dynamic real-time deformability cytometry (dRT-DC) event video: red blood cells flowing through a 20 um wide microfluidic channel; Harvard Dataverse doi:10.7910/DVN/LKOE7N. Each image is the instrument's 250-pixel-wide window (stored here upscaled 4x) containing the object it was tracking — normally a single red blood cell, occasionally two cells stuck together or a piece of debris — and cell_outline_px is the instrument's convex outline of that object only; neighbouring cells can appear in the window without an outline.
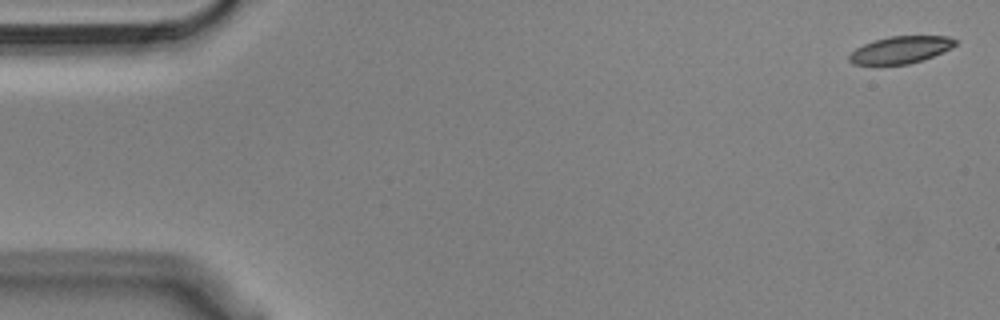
{"species": "Egyptian fruit bat (a non-hibernating species)", "species_latin": "Rousettus aegyptiacus", "temperature_condition": "cold", "stored_images_in_passage": 56, "camera_frame_rate_fps": 3000, "um_per_image_px": 0.085, "animal": {"sex": "male"}, "frame": {"image": 1, "passage_image": 2, "time_ms": 0.333, "image_size_px": [1000, 320], "cell_outline_px": [[956, 44], [952, 48], [924, 60], [908, 64], [852, 64], [848, 60], [848, 56], [856, 48], [864, 44], [888, 36], [948, 36], [956, 40]], "centroid_in_image_um": [76.57, 4.23], "position_along_channel_um": 8.4, "area_um2": 16.7}}
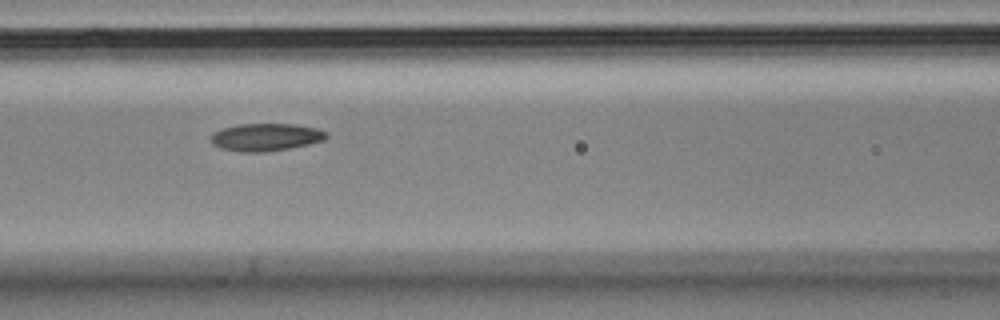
{"frame": {"image": 2, "passage_image": 24, "time_ms": 7.667, "image_size_px": [1000, 320], "cell_outline_px": [[328, 136], [324, 140], [308, 144], [288, 148], [264, 152], [240, 152], [220, 148], [212, 144], [212, 132], [220, 128], [240, 124], [296, 124], [316, 128], [328, 132]], "centroid_in_image_um": [22.58, 11.65], "position_along_channel_um": 144.0, "area_um2": 18.61}}
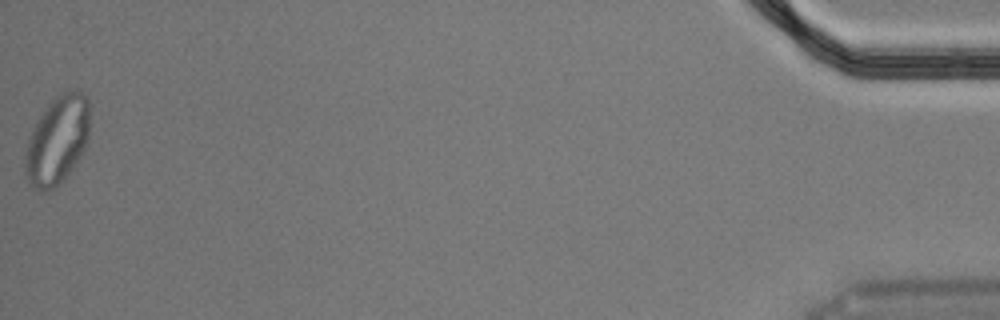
{"frame": {"image": 3, "passage_image": 56, "time_ms": 18.333, "image_size_px": [1000, 320], "cell_outline_px": [[88, 140], [80, 156], [72, 168], [52, 188], [44, 192], [32, 188], [24, 172], [24, 164], [28, 140], [40, 116], [48, 104], [60, 92], [68, 88], [80, 92], [88, 100]], "centroid_in_image_um": [4.85, 11.9], "position_along_channel_um": 430.3, "area_um2": 32.6}, "authors_computed_cell_mechanics": {"area_um2": 18.6694, "velocity_mm_per_s": 3.6091, "shape_relaxation_time_tau1_ms": null, "shape_relaxation_time_tau2_ms": 4.6111, "deformation_change_tau1": null, "deformation_change_tau2": 0.1024}}